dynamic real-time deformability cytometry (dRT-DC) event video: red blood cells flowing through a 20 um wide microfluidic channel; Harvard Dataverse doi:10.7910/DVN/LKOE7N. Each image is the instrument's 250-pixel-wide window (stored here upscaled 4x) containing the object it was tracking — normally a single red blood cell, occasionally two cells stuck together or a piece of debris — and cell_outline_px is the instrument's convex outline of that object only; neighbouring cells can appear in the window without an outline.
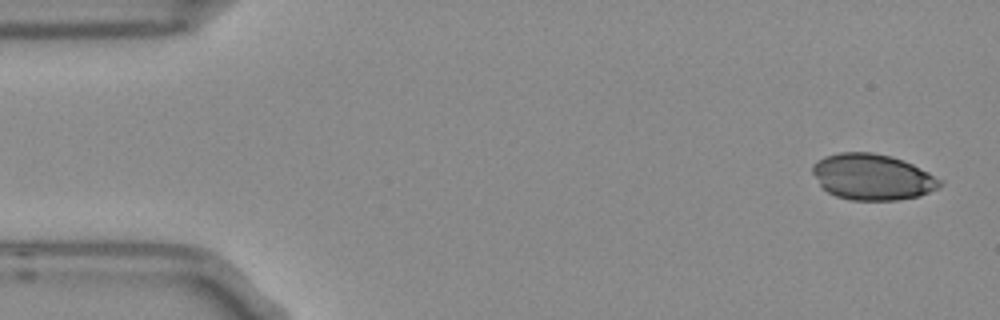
{"species": "Egyptian fruit bat (a non-hibernating species)", "species_latin": "Rousettus aegyptiacus", "temperature_condition": "room temperature", "stored_images_in_passage": 5, "camera_frame_rate_fps": 3000, "um_per_image_px": 0.085, "frame": {"image": 1, "passage_image": 1, "time_ms": 0.0, "image_size_px": [1000, 320], "cell_outline_px": [[944, 180], [936, 188], [920, 196], [900, 200], [848, 200], [836, 196], [828, 192], [820, 184], [812, 172], [812, 164], [816, 160], [824, 156], [840, 152], [872, 152], [892, 156], [912, 164]], "centroid_in_image_um": [74.14, 15.04], "position_along_channel_um": 10.9, "area_um2": 34.22}}